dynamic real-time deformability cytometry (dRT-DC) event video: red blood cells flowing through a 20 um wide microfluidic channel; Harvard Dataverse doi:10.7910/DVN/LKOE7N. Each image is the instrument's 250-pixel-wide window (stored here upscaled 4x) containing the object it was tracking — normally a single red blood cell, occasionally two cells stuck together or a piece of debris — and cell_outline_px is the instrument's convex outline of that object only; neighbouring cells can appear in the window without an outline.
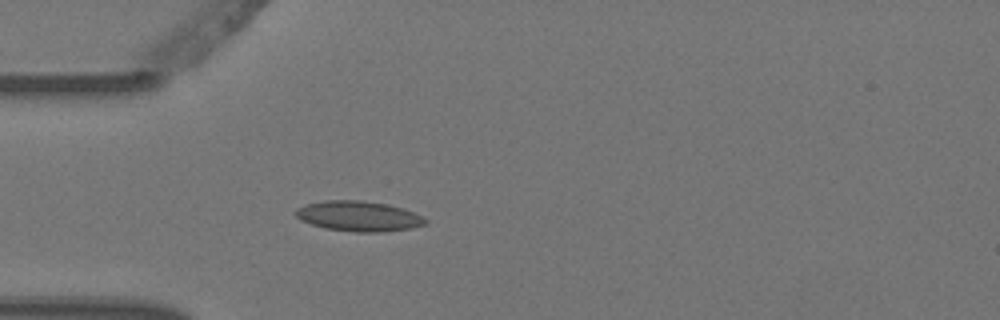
{"species": "Egyptian fruit bat (a non-hibernating species)", "species_latin": "Rousettus aegyptiacus", "temperature_condition": "warm", "stored_images_in_passage": 1, "camera_frame_rate_fps": 3000, "um_per_image_px": 0.085, "animal": {"sex": "female"}, "frame": {"image": 1, "passage_image": 1, "time_ms": 0.0, "image_size_px": [1000, 320], "cell_outline_px": [[428, 224], [412, 228], [384, 232], [356, 232], [324, 228], [300, 220], [292, 212], [296, 208], [304, 204], [324, 200], [360, 200], [388, 204], [412, 212], [428, 220]], "centroid_in_image_um": [30.44, 18.37], "position_along_channel_um": 54.6, "area_um2": 23.0}}